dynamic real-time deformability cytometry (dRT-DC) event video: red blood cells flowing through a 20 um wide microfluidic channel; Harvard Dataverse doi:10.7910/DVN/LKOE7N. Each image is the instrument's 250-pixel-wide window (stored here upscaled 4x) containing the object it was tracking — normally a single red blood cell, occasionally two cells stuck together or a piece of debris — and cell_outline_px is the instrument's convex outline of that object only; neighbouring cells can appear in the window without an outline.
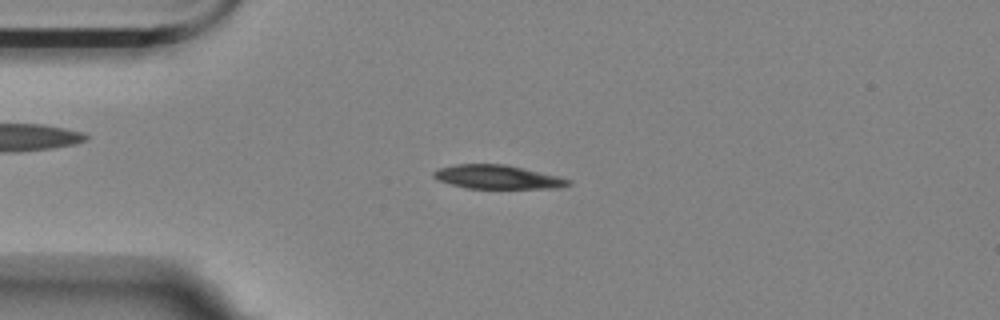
{"species": "Egyptian fruit bat (a non-hibernating species)", "species_latin": "Rousettus aegyptiacus", "temperature_condition": "room temperature", "stored_images_in_passage": 54, "camera_frame_rate_fps": 3000, "um_per_image_px": 0.085, "animal": {"sex": "female"}, "frame": {"image": 1, "passage_image": 12, "time_ms": 3.667, "image_size_px": [1000, 320], "cell_outline_px": [[572, 184], [560, 188], [468, 188], [436, 180], [432, 176], [432, 172], [440, 168], [456, 164], [504, 164], [556, 176], [572, 180]], "centroid_in_image_um": [42.26, 15.05], "position_along_channel_um": 42.7, "area_um2": 18.44}}
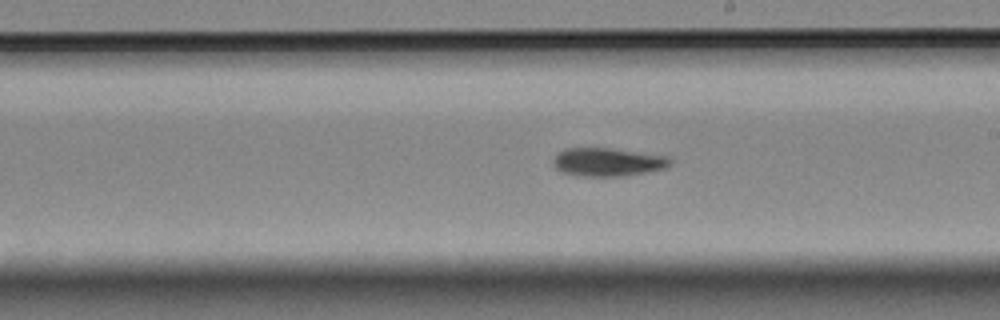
{"frame": {"image": 2, "passage_image": 30, "time_ms": 9.667, "image_size_px": [1000, 320], "cell_outline_px": [[672, 164], [668, 168], [648, 172], [624, 176], [580, 176], [560, 172], [552, 164], [552, 160], [564, 148], [608, 148], [668, 156], [672, 160]], "centroid_in_image_um": [51.68, 13.78], "position_along_channel_um": 237.3, "area_um2": 19.48}}
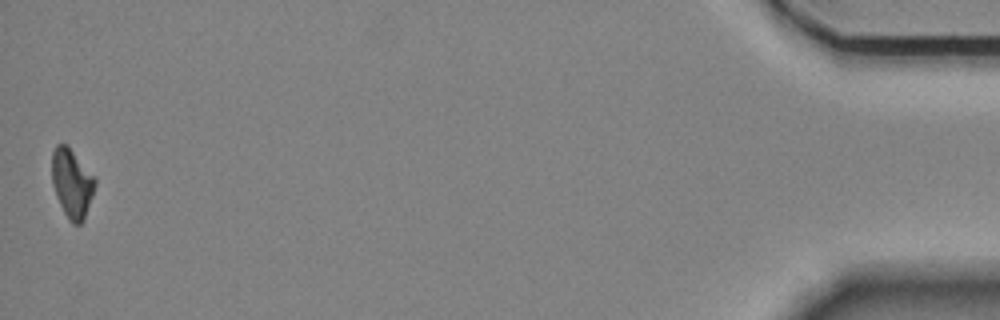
{"frame": {"image": 3, "passage_image": 54, "time_ms": 17.667, "image_size_px": [1000, 320], "cell_outline_px": [[96, 184], [84, 220], [80, 224], [72, 224], [68, 220], [56, 196], [52, 184], [52, 152], [56, 144], [68, 144], [96, 176]], "centroid_in_image_um": [6.13, 15.54], "position_along_channel_um": 429.1, "area_um2": 17.69}, "authors_computed_cell_mechanics": {"area_um2": 18.9006, "velocity_mm_per_s": 3.5564, "shape_relaxation_time_tau1_ms": 10.1527, "shape_relaxation_time_tau2_ms": null, "deformation_change_tau1": 0.2129, "deformation_change_tau2": null}}